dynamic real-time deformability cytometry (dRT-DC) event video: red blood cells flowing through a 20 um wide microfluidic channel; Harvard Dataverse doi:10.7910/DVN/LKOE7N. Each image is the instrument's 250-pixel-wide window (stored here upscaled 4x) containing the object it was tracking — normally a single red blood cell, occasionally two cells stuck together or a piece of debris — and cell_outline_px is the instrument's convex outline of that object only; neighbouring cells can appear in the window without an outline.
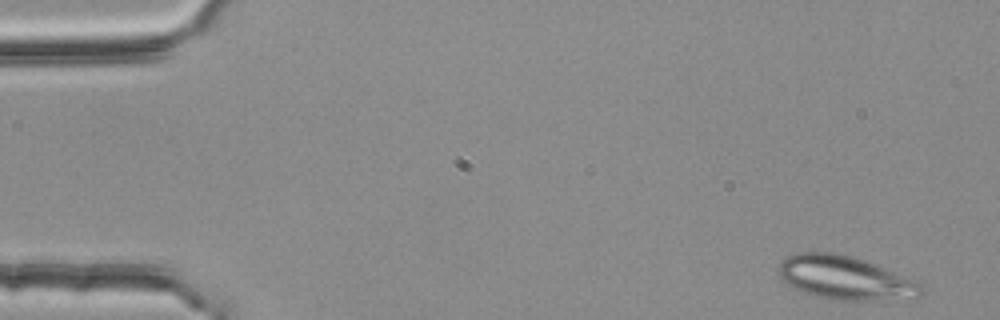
{"species": "common noctule bat (a hibernating species)", "species_latin": "Nyctalus noctula", "temperature_condition": "room temperature", "stored_images_in_passage": 3, "camera_frame_rate_fps": 3000, "um_per_image_px": 0.085, "animal": {"sex": "female", "body_mass_g": 25.1}, "frame": {"image": 1, "passage_image": 1, "time_ms": 0.0, "image_size_px": [1000, 320], "cell_outline_px": [[928, 288], [924, 296], [916, 300], [832, 300], [816, 296], [792, 288], [776, 272], [784, 256], [792, 252], [840, 252], [912, 276], [920, 280]], "centroid_in_image_um": [72.01, 23.63], "position_along_channel_um": 13.0, "area_um2": 38.03}}